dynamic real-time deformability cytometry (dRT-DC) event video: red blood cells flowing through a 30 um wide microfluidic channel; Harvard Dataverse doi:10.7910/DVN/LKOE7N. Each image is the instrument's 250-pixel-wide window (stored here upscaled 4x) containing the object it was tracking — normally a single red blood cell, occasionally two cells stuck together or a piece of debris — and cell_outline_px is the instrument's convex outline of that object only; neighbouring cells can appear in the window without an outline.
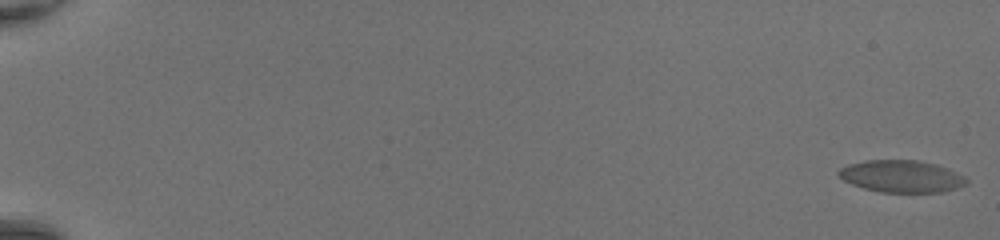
{"species": "common noctule bat (a hibernating species)", "species_latin": "Nyctalus noctula", "temperature_condition": "room temperature", "stored_images_in_passage": 52, "camera_frame_rate_fps": 3000, "um_per_image_px": 0.085, "animal": {"sex": "female", "body_mass_g": 20.0, "forearm_length_mm": 54.0}, "frame": {"image": 1, "passage_image": 1, "time_ms": 0.0, "image_size_px": [1000, 240], "cell_outline_px": [[968, 184], [944, 192], [880, 192], [864, 188], [852, 184], [844, 180], [836, 172], [840, 168], [848, 164], [864, 160], [916, 160], [936, 164], [948, 168], [964, 176], [968, 180]], "centroid_in_image_um": [76.64, 14.98], "position_along_channel_um": 8.4, "area_um2": 23.99}}
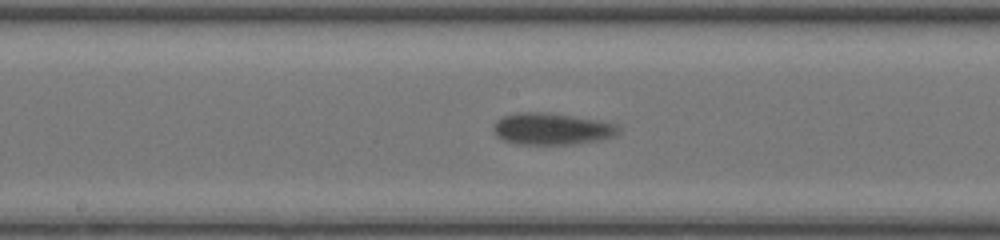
{"frame": {"image": 2, "passage_image": 30, "time_ms": 9.667, "image_size_px": [1000, 240], "cell_outline_px": [[620, 132], [616, 136], [600, 140], [572, 144], [516, 144], [504, 140], [496, 136], [492, 128], [496, 120], [504, 116], [516, 112], [548, 112], [600, 120], [616, 124], [620, 128]], "centroid_in_image_um": [46.91, 10.95], "position_along_channel_um": 201.3, "area_um2": 23.41}}
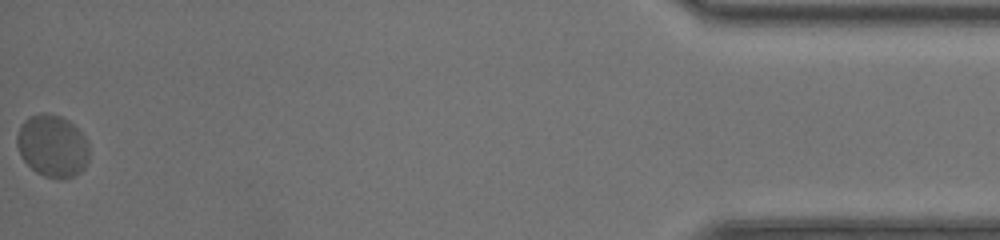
{"frame": {"image": 3, "passage_image": 52, "time_ms": 17.0, "image_size_px": [1000, 240], "cell_outline_px": [[88, 160], [84, 168], [80, 172], [64, 180], [60, 180], [44, 176], [36, 172], [20, 156], [16, 144], [16, 136], [20, 124], [28, 116], [44, 112], [60, 116], [68, 120], [88, 140]], "centroid_in_image_um": [4.43, 12.41], "position_along_channel_um": 430.8, "area_um2": 26.47}, "authors_computed_cell_mechanics": {"area_um2": 23.3801, "velocity_mm_per_s": 4.246, "shape_relaxation_time_tau1_ms": 2.7187, "shape_relaxation_time_tau2_ms": null, "deformation_change_tau1": 0.0913, "deformation_change_tau2": null}}